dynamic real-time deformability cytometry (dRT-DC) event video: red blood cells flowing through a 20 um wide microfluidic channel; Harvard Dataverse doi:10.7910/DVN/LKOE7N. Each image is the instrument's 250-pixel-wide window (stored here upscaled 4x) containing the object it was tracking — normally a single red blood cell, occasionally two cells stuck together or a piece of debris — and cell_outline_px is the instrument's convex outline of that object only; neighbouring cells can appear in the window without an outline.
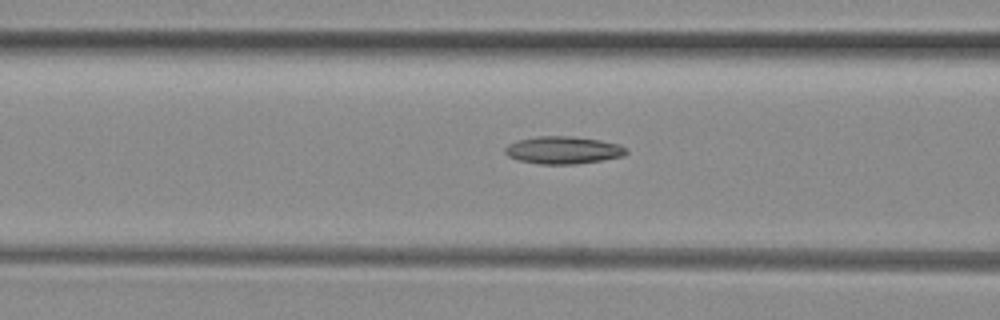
{"species": "common noctule bat (a hibernating species)", "species_latin": "Nyctalus noctula", "temperature_condition": "room temperature", "stored_images_in_passage": 31, "camera_frame_rate_fps": 3000, "um_per_image_px": 0.085, "animal": {"sex": "female", "body_mass_g": 29.2, "forearm_length_mm": 56.3}, "frame": {"image": 1, "passage_image": 4, "time_ms": 1.0, "image_size_px": [1000, 320], "cell_outline_px": [[628, 152], [624, 156], [576, 164], [540, 164], [520, 160], [508, 156], [504, 152], [504, 148], [508, 144], [520, 140], [540, 136], [572, 136], [600, 140], [620, 144], [628, 148]], "centroid_in_image_um": [47.91, 12.76], "position_along_channel_um": 118.7, "area_um2": 19.36}}
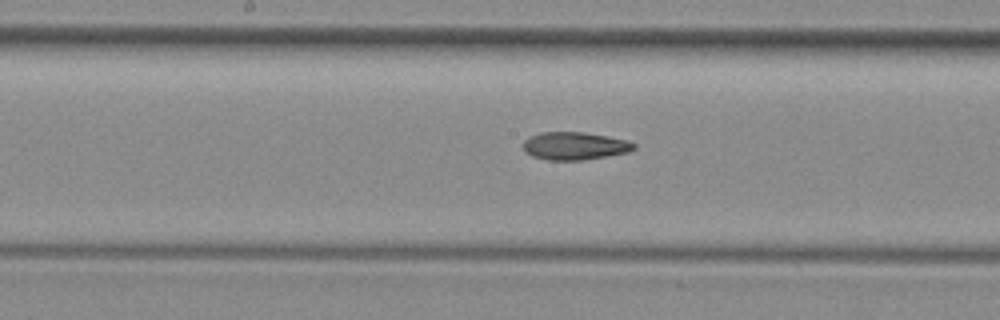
{"frame": {"image": 2, "passage_image": 10, "time_ms": 3.0, "image_size_px": [1000, 320], "cell_outline_px": [[636, 148], [628, 152], [584, 160], [548, 160], [532, 156], [524, 152], [524, 140], [528, 136], [540, 132], [584, 132], [628, 140], [636, 144]], "centroid_in_image_um": [48.83, 12.4], "position_along_channel_um": 199.4, "area_um2": 18.03}}
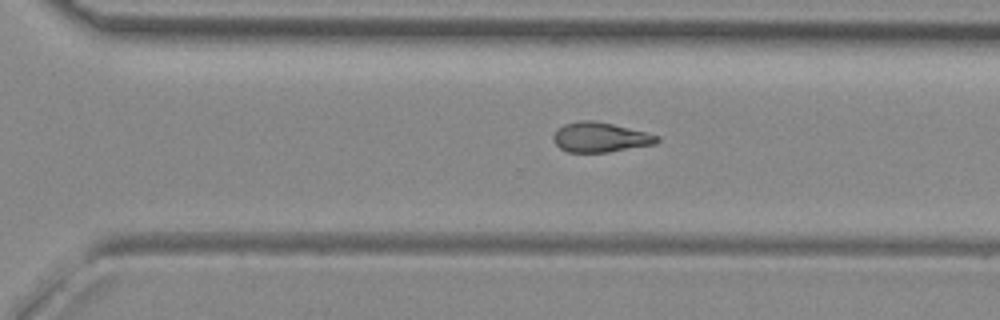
{"frame": {"image": 3, "passage_image": 19, "time_ms": 6.0, "image_size_px": [1000, 320], "cell_outline_px": [[660, 140], [656, 144], [608, 152], [568, 152], [560, 148], [552, 140], [552, 136], [564, 124], [580, 120], [592, 120], [612, 124], [660, 136]], "centroid_in_image_um": [51.02, 11.67], "position_along_channel_um": 319.6, "area_um2": 17.86}}